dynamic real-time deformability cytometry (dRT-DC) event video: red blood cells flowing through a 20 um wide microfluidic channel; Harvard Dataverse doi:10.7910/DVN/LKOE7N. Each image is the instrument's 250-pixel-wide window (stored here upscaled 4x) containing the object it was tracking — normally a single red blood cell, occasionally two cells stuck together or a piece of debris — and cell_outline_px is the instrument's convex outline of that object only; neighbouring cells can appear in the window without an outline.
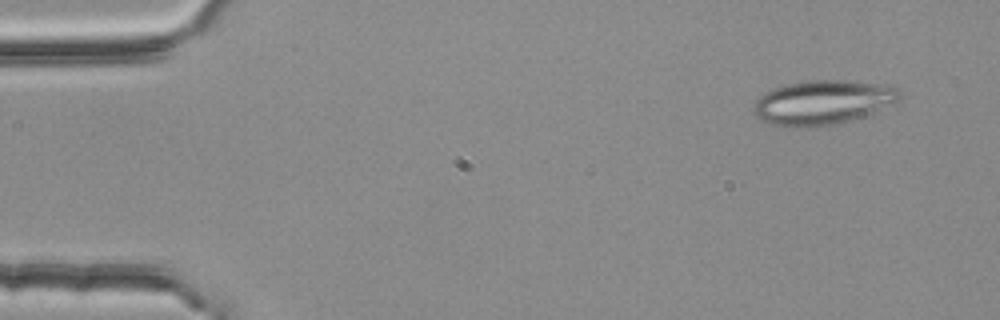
{"species": "common noctule bat (a hibernating species)", "species_latin": "Nyctalus noctula", "temperature_condition": "room temperature", "stored_images_in_passage": 3, "camera_frame_rate_fps": 3000, "um_per_image_px": 0.085, "animal": {"sex": "female", "body_mass_g": 25.1}, "frame": {"image": 1, "passage_image": 1, "time_ms": 0.0, "image_size_px": [1000, 320], "cell_outline_px": [[904, 96], [900, 100], [872, 112], [848, 120], [816, 128], [792, 128], [772, 124], [756, 116], [752, 112], [752, 108], [756, 100], [764, 92], [788, 84], [808, 80], [844, 80], [888, 84], [900, 88]], "centroid_in_image_um": [69.95, 8.7], "position_along_channel_um": 15.0, "area_um2": 37.97}}